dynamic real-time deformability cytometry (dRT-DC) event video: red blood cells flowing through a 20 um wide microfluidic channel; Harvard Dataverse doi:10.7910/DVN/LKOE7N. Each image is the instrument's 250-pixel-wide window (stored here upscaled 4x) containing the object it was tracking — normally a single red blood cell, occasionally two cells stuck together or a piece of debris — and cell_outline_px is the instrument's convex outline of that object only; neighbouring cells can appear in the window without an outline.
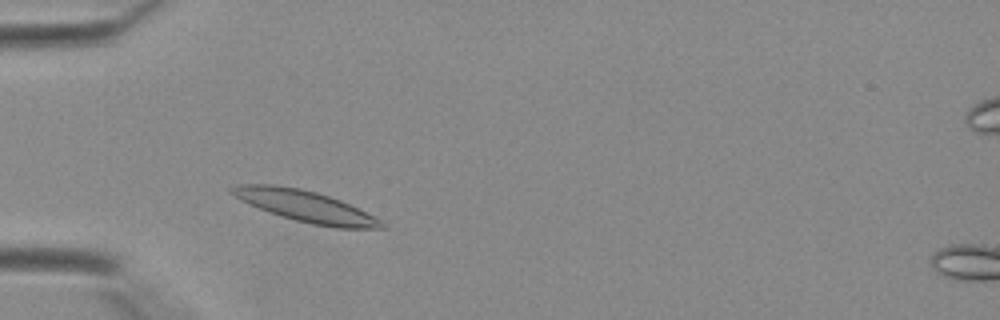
{"species": "Egyptian fruit bat (a non-hibernating species)", "species_latin": "Rousettus aegyptiacus", "temperature_condition": "warm", "stored_images_in_passage": 35, "camera_frame_rate_fps": 3000, "um_per_image_px": 0.085, "animal": {"sex": "female"}, "frame": {"image": 1, "passage_image": 8, "time_ms": 2.333, "image_size_px": [1000, 320], "cell_outline_px": [[388, 228], [336, 228], [312, 224], [280, 216], [268, 212], [240, 200], [228, 192], [228, 188], [236, 184], [272, 184], [300, 188], [316, 192], [340, 200], [388, 224]], "centroid_in_image_um": [25.9, 17.52], "position_along_channel_um": 59.1, "area_um2": 27.22}}
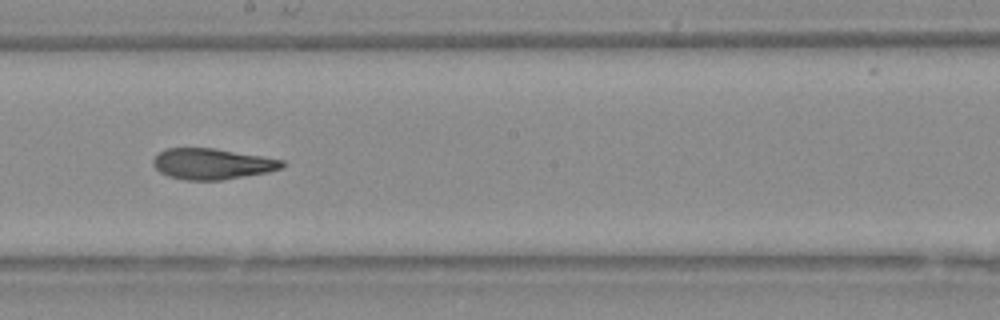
{"frame": {"image": 2, "passage_image": 19, "time_ms": 6.0, "image_size_px": [1000, 320], "cell_outline_px": [[288, 164], [284, 168], [268, 172], [220, 180], [184, 180], [168, 176], [160, 172], [152, 164], [152, 160], [160, 152], [168, 148], [212, 148], [264, 156], [284, 160]], "centroid_in_image_um": [18.08, 13.93], "position_along_channel_um": 230.1, "area_um2": 23.29}}
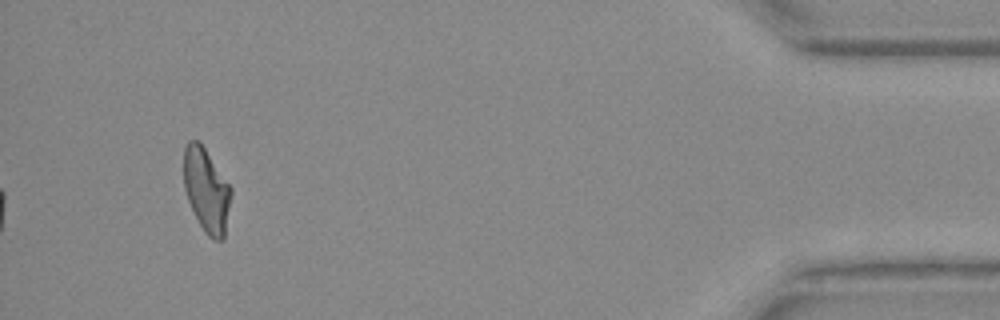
{"frame": {"image": 3, "passage_image": 35, "time_ms": 11.333, "image_size_px": [1000, 320], "cell_outline_px": [[232, 192], [224, 236], [220, 240], [212, 240], [204, 232], [188, 200], [184, 188], [184, 148], [188, 140], [196, 140], [204, 148], [232, 188]], "centroid_in_image_um": [17.55, 16.17], "position_along_channel_um": 417.7, "area_um2": 22.77}}